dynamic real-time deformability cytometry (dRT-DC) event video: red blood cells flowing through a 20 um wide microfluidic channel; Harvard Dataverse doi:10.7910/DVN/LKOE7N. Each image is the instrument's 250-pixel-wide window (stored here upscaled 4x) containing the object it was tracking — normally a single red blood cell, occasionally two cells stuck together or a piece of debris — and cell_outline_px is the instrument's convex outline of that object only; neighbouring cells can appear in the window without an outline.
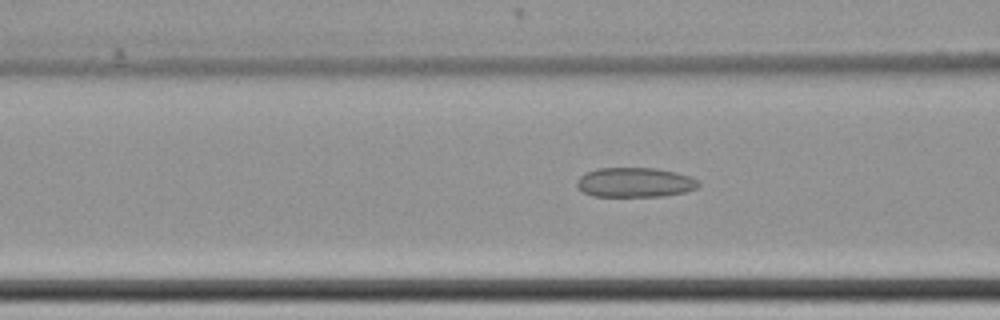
{"species": "common noctule bat (a hibernating species)", "species_latin": "Nyctalus noctula", "temperature_condition": "cold", "stored_images_in_passage": 40, "camera_frame_rate_fps": 3000, "um_per_image_px": 0.085, "animal": {"sex": "female", "body_mass_g": 22.7, "forearm_length_mm": 54.2}, "frame": {"image": 1, "passage_image": 5, "time_ms": 1.333, "image_size_px": [1000, 320], "cell_outline_px": [[700, 184], [696, 188], [684, 192], [664, 196], [592, 196], [584, 192], [576, 184], [576, 180], [584, 172], [596, 168], [656, 168], [676, 172], [688, 176], [696, 180]], "centroid_in_image_um": [53.93, 15.49], "position_along_channel_um": 112.7, "area_um2": 20.98}}
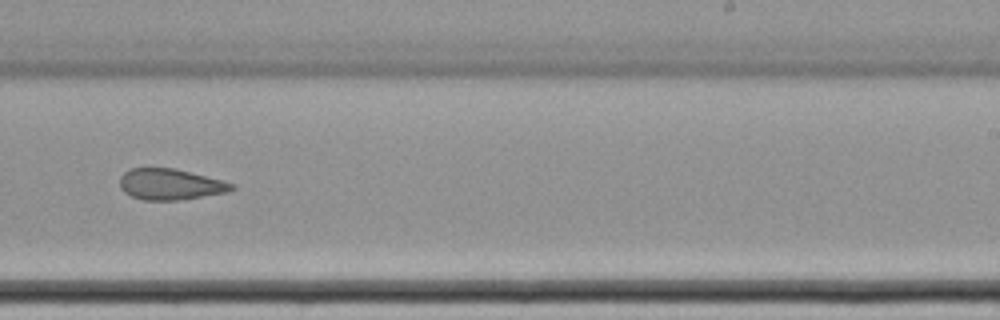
{"frame": {"image": 2, "passage_image": 19, "time_ms": 6.0, "image_size_px": [1000, 320], "cell_outline_px": [[236, 188], [228, 192], [176, 200], [144, 200], [132, 196], [124, 192], [120, 188], [120, 176], [128, 168], [176, 168], [224, 180], [236, 184]], "centroid_in_image_um": [14.49, 15.65], "position_along_channel_um": 274.5, "area_um2": 20.4}}
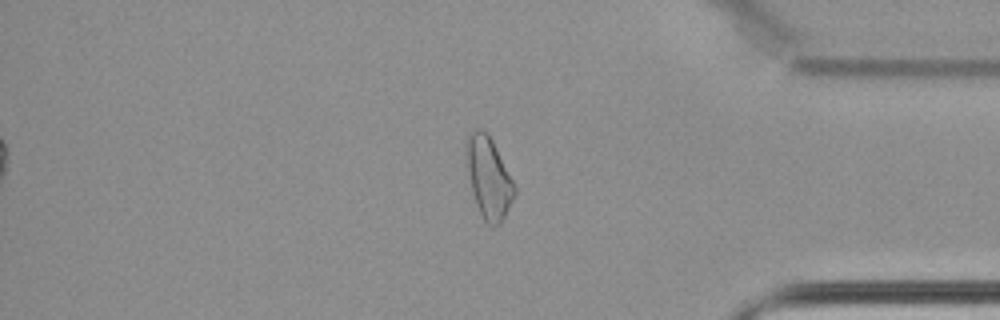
{"frame": {"image": 3, "passage_image": 31, "time_ms": 10.0, "image_size_px": [1000, 320], "cell_outline_px": [[516, 192], [500, 224], [492, 228], [484, 220], [476, 204], [472, 192], [468, 168], [468, 132], [472, 128], [480, 128], [488, 132], [516, 184]], "centroid_in_image_um": [41.57, 15.09], "position_along_channel_um": 393.6, "area_um2": 22.6}, "authors_computed_cell_mechanics": {"area_um2": 21.386, "velocity_mm_per_s": 3.4717, "shape_relaxation_time_tau1_ms": null, "shape_relaxation_time_tau2_ms": 3.616, "deformation_change_tau1": null, "deformation_change_tau2": 0.0981}}